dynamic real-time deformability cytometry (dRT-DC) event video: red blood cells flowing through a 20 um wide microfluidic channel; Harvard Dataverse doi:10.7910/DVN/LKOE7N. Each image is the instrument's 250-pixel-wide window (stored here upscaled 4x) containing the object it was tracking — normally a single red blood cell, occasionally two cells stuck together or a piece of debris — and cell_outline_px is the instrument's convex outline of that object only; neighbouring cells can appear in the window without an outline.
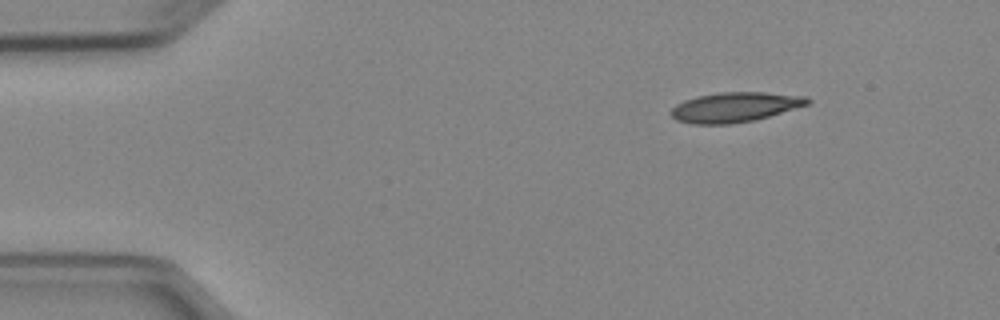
{"species": "Egyptian fruit bat (a non-hibernating species)", "species_latin": "Rousettus aegyptiacus", "temperature_condition": "cold", "stored_images_in_passage": 4, "camera_frame_rate_fps": 3000, "um_per_image_px": 0.085, "animal": {"sex": "female"}, "frame": {"image": 1, "passage_image": 1, "time_ms": 0.0, "image_size_px": [1000, 320], "cell_outline_px": [[812, 100], [808, 104], [756, 120], [728, 124], [692, 124], [676, 120], [668, 112], [676, 104], [684, 100], [696, 96], [720, 92], [764, 92], [804, 96]], "centroid_in_image_um": [62.42, 9.11], "position_along_channel_um": 22.6, "area_um2": 23.76}}
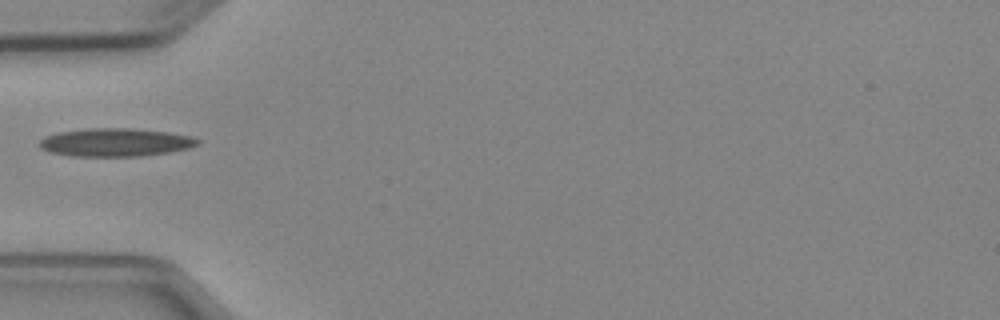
{"frame": {"image": 2, "passage_image": 4, "time_ms": 3.333, "image_size_px": [1000, 320], "cell_outline_px": [[200, 144], [188, 148], [168, 152], [140, 156], [72, 156], [48, 152], [40, 148], [36, 144], [44, 136], [60, 132], [84, 128], [128, 128], [168, 132], [192, 136], [200, 140]], "centroid_in_image_um": [9.77, 12.1], "position_along_channel_um": 75.2, "area_um2": 26.13}}